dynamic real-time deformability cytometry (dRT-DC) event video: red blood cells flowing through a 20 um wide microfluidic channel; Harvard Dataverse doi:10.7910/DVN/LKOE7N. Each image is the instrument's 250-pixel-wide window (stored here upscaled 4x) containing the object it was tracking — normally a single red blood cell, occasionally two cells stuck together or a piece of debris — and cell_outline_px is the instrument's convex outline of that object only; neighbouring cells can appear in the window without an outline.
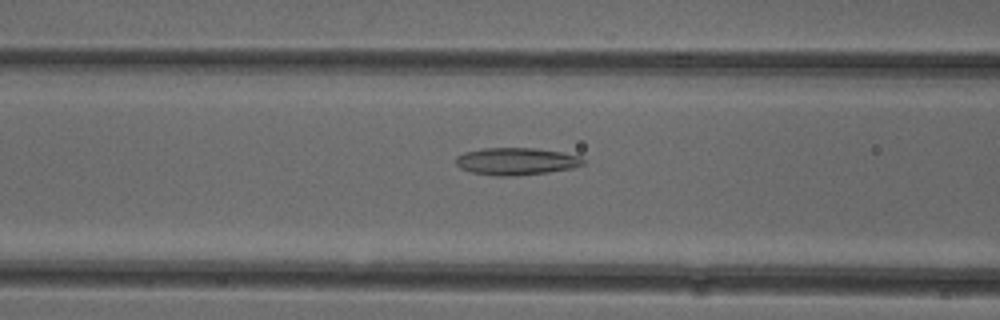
{"species": "common noctule bat (a hibernating species)", "species_latin": "Nyctalus noctula", "temperature_condition": "cold", "stored_images_in_passage": 41, "camera_frame_rate_fps": 3000, "um_per_image_px": 0.085, "animal": {"sex": "female"}, "frame": {"image": 1, "passage_image": 10, "time_ms": 3.0, "image_size_px": [1000, 320], "cell_outline_px": [[584, 164], [572, 168], [548, 172], [516, 176], [492, 176], [472, 172], [460, 168], [456, 164], [456, 156], [464, 152], [480, 148], [536, 148], [560, 152], [580, 156], [584, 160]], "centroid_in_image_um": [43.85, 13.71], "position_along_channel_um": 122.8, "area_um2": 20.35}}
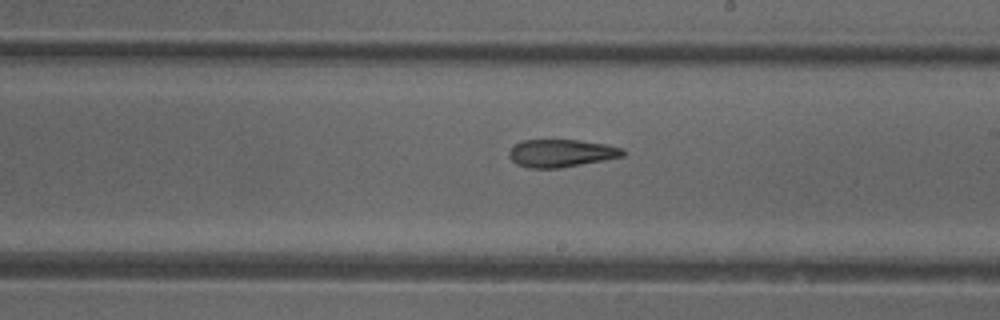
{"frame": {"image": 2, "passage_image": 19, "time_ms": 6.0, "image_size_px": [1000, 320], "cell_outline_px": [[628, 152], [624, 156], [604, 160], [560, 168], [528, 168], [516, 164], [508, 156], [508, 152], [516, 144], [524, 140], [580, 140], [608, 144], [624, 148]], "centroid_in_image_um": [47.75, 13.02], "position_along_channel_um": 241.2, "area_um2": 18.55}}
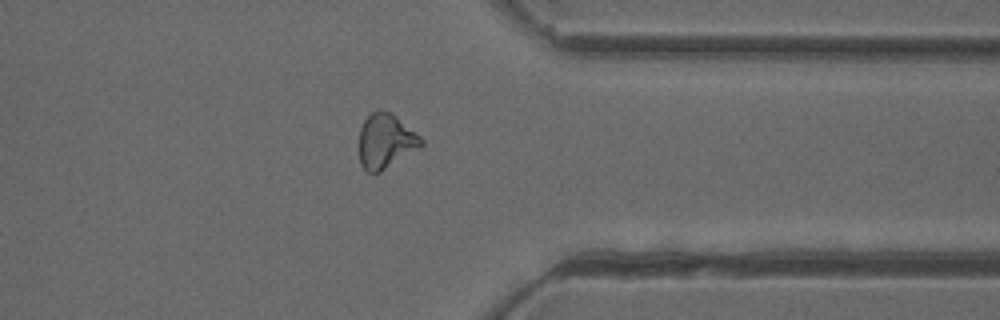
{"frame": {"image": 3, "passage_image": 30, "time_ms": 9.667, "image_size_px": [1000, 320], "cell_outline_px": [[424, 144], [380, 172], [368, 172], [360, 164], [360, 128], [364, 120], [372, 112], [380, 108], [392, 112], [420, 136], [424, 140]], "centroid_in_image_um": [32.78, 11.95], "position_along_channel_um": 378.6, "area_um2": 19.59}, "authors_computed_cell_mechanics": {"area_um2": 19.4208, "velocity_mm_per_s": 3.9387, "shape_relaxation_time_tau1_ms": null, "shape_relaxation_time_tau2_ms": 3.6875, "deformation_change_tau1": null, "deformation_change_tau2": 0.1333}}